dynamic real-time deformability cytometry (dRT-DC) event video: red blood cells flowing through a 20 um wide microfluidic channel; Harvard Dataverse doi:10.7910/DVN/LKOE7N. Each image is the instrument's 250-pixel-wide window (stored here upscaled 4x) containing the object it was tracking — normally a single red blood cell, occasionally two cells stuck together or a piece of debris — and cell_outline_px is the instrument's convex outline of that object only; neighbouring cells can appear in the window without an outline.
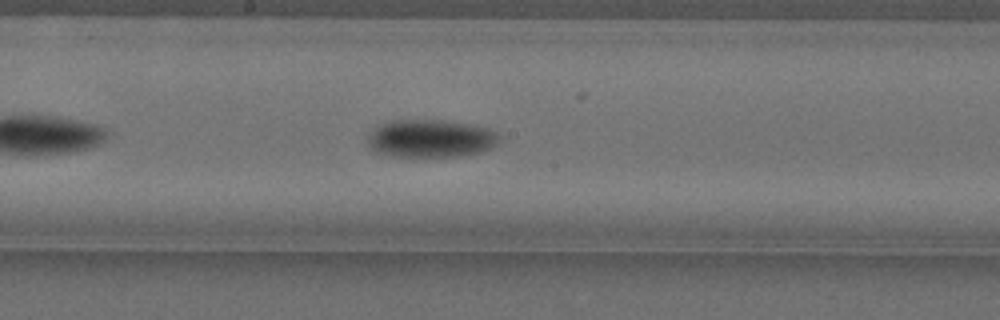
{"species": "Egyptian fruit bat (a non-hibernating species)", "species_latin": "Rousettus aegyptiacus", "temperature_condition": "cold", "stored_images_in_passage": 41, "camera_frame_rate_fps": 3000, "um_per_image_px": 0.085, "animal": {"sex": "female"}, "frame": {"image": 1, "passage_image": 16, "time_ms": 5.0, "image_size_px": [1000, 320], "cell_outline_px": [[500, 144], [492, 148], [480, 152], [460, 156], [392, 156], [376, 152], [368, 148], [368, 136], [376, 128], [392, 120], [444, 120], [472, 124], [488, 128], [496, 132], [500, 136]], "centroid_in_image_um": [36.67, 11.77], "position_along_channel_um": 211.5, "area_um2": 29.13}}
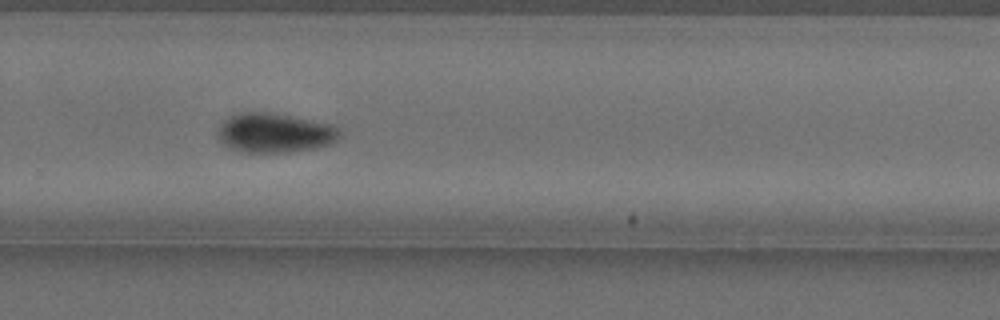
{"frame": {"image": 2, "passage_image": 24, "time_ms": 7.667, "image_size_px": [1000, 320], "cell_outline_px": [[340, 136], [332, 144], [316, 148], [288, 152], [240, 152], [224, 144], [220, 140], [220, 124], [224, 120], [240, 112], [272, 112], [328, 124], [336, 128], [340, 132]], "centroid_in_image_um": [23.36, 11.3], "position_along_channel_um": 306.4, "area_um2": 27.63}}
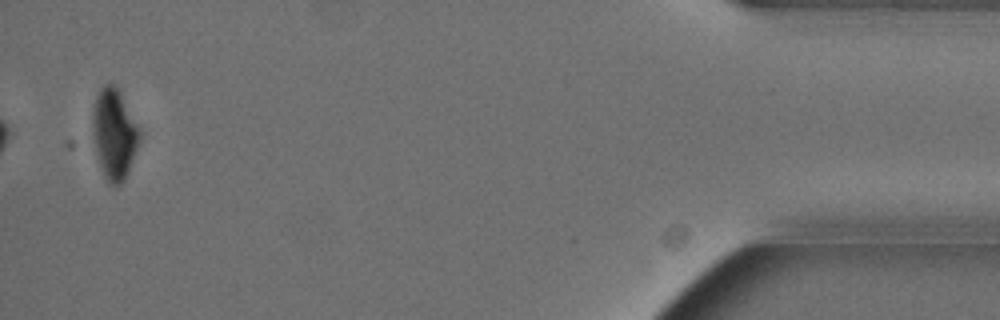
{"frame": {"image": 3, "passage_image": 40, "time_ms": 13.0, "image_size_px": [1000, 320], "cell_outline_px": [[140, 136], [128, 172], [124, 180], [120, 184], [108, 184], [104, 176], [92, 140], [92, 112], [96, 96], [100, 88], [104, 84], [112, 84], [120, 88], [140, 128]], "centroid_in_image_um": [9.7, 11.32], "position_along_channel_um": 425.5, "area_um2": 24.97}, "authors_computed_cell_mechanics": {"area_um2": 27.8596, "velocity_mm_per_s": 3.5854, "shape_relaxation_time_tau1_ms": 3.2234, "shape_relaxation_time_tau2_ms": 7.0786, "deformation_change_tau1": 0.1164, "deformation_change_tau2": 0.075}}